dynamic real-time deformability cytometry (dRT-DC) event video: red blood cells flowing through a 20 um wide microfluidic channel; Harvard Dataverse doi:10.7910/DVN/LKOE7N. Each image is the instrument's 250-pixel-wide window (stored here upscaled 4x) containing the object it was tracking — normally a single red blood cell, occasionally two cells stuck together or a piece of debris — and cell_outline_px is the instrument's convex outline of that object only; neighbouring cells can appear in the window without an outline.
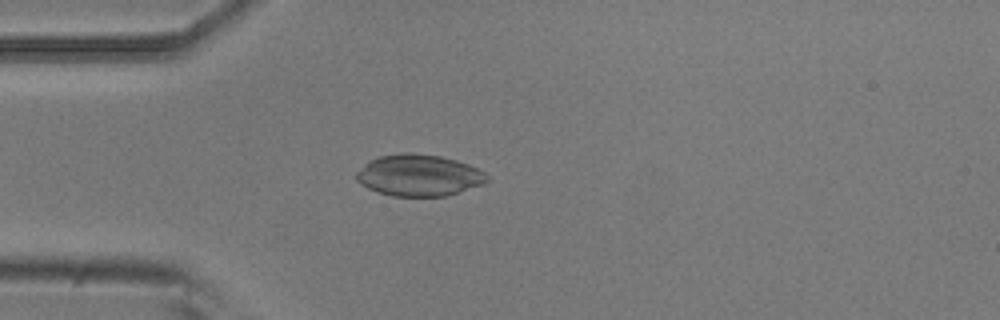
{"species": "common noctule bat (a hibernating species)", "species_latin": "Nyctalus noctula", "temperature_condition": "room temperature", "stored_images_in_passage": 1, "camera_frame_rate_fps": 3000, "um_per_image_px": 0.085, "animal": {"sex": "male", "body_mass_g": 20.5, "forearm_length_mm": 52.5}, "frame": {"image": 1, "passage_image": 1, "time_ms": 0.0, "image_size_px": [1000, 320], "cell_outline_px": [[492, 180], [484, 184], [444, 196], [392, 196], [368, 188], [360, 184], [356, 180], [356, 172], [368, 160], [380, 156], [400, 152], [408, 152], [440, 156], [456, 160], [468, 164], [484, 172]], "centroid_in_image_um": [35.6, 14.89], "position_along_channel_um": 49.4, "area_um2": 31.73}}